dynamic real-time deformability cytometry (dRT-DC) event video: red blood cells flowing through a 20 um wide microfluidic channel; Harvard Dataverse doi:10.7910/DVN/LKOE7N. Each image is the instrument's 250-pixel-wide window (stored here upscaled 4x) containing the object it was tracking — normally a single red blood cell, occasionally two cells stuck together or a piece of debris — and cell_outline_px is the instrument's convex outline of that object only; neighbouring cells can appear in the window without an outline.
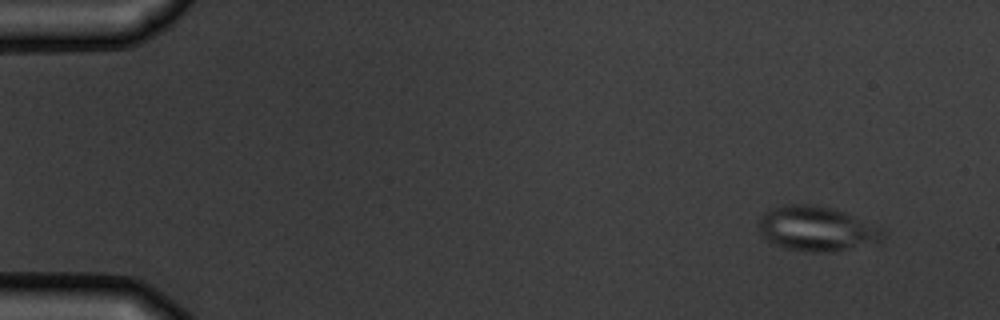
{"species": "common noctule bat (a hibernating species)", "species_latin": "Nyctalus noctula", "temperature_condition": "warm", "stored_images_in_passage": 5, "camera_frame_rate_fps": 3000, "um_per_image_px": 0.085, "animal": {"sex": "male", "body_mass_g": 19.5, "forearm_length_mm": 54.6}, "frame": {"image": 1, "passage_image": 1, "time_ms": 0.0, "image_size_px": [1000, 320], "cell_outline_px": [[884, 236], [880, 244], [836, 252], [812, 252], [788, 248], [776, 244], [768, 240], [760, 232], [760, 216], [764, 212], [772, 208], [788, 204], [808, 204], [832, 208], [844, 212], [880, 228]], "centroid_in_image_um": [69.47, 19.46], "position_along_channel_um": 15.5, "area_um2": 32.31}}